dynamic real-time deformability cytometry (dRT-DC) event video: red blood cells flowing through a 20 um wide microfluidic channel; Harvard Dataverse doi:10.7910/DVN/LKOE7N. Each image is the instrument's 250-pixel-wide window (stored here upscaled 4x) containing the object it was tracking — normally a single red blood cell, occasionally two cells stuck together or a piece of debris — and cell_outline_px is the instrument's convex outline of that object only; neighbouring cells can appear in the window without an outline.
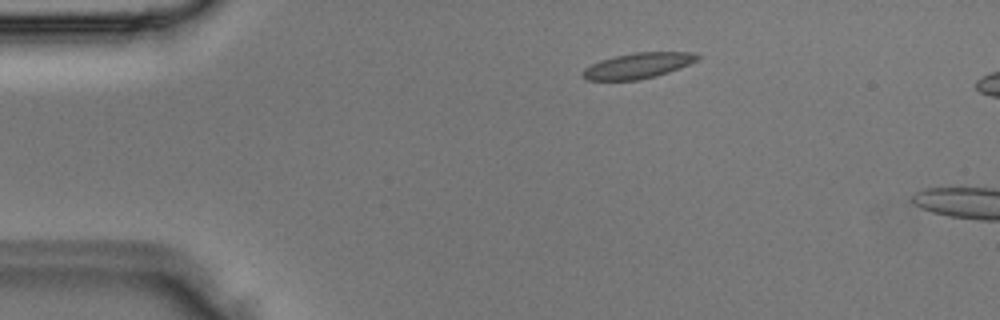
{"species": "Egyptian fruit bat (a non-hibernating species)", "species_latin": "Rousettus aegyptiacus", "temperature_condition": "room temperature", "stored_images_in_passage": 2, "camera_frame_rate_fps": 3000, "um_per_image_px": 0.085, "animal": {"sex": "male"}, "frame": {"image": 1, "passage_image": 1, "time_ms": 0.0, "image_size_px": [1000, 320], "cell_outline_px": [[700, 60], [680, 68], [656, 76], [636, 80], [584, 80], [580, 76], [584, 68], [600, 60], [616, 56], [636, 52], [696, 52], [700, 56]], "centroid_in_image_um": [54.24, 5.58], "position_along_channel_um": 30.8, "area_um2": 17.22}}